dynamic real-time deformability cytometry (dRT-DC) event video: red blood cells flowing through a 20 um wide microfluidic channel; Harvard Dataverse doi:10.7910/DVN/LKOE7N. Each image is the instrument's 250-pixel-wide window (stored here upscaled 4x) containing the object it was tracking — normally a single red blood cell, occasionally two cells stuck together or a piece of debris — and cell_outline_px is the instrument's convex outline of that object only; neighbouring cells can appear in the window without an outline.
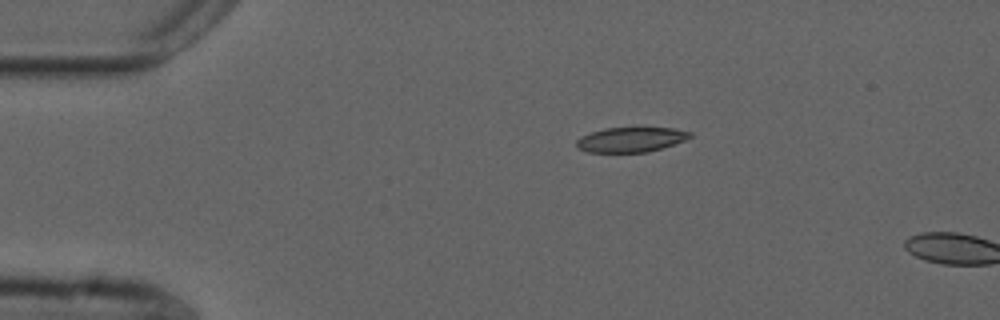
{"species": "common noctule bat (a hibernating species)", "species_latin": "Nyctalus noctula", "temperature_condition": "cold", "stored_images_in_passage": 3, "camera_frame_rate_fps": 3000, "um_per_image_px": 0.085, "animal": {"sex": "male", "forearm_length_mm": 52.5}, "frame": {"image": 1, "passage_image": 1, "time_ms": 0.0, "image_size_px": [1000, 320], "cell_outline_px": [[692, 136], [684, 140], [648, 152], [588, 152], [576, 148], [576, 140], [580, 136], [604, 128], [636, 124], [644, 124], [672, 128], [692, 132]], "centroid_in_image_um": [53.62, 11.79], "position_along_channel_um": 31.4, "area_um2": 17.4}}